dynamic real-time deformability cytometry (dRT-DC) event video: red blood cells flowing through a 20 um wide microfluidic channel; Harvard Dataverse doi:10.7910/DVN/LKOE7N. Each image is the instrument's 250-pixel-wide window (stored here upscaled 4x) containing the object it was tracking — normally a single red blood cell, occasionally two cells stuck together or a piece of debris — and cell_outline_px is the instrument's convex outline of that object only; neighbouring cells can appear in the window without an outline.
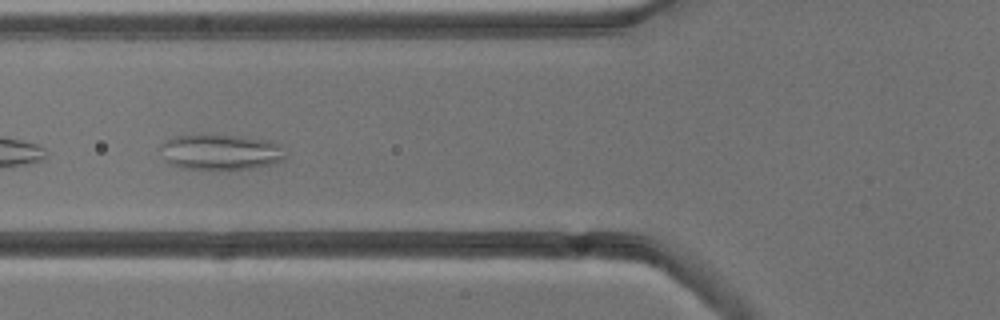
{"species": "common noctule bat (a hibernating species)", "species_latin": "Nyctalus noctula", "temperature_condition": "cold", "stored_images_in_passage": 8, "camera_frame_rate_fps": 3000, "um_per_image_px": 0.085, "animal": {"sex": "male", "body_mass_g": 13.3}, "frame": {"image": 1, "passage_image": 7, "time_ms": 7.0, "image_size_px": [1000, 320], "cell_outline_px": [[284, 160], [272, 164], [252, 168], [184, 168], [172, 164], [164, 160], [160, 148], [160, 144], [164, 140], [176, 136], [240, 136], [272, 140], [280, 144], [284, 156]], "centroid_in_image_um": [18.76, 12.91], "position_along_channel_um": 107.0, "area_um2": 25.37}}